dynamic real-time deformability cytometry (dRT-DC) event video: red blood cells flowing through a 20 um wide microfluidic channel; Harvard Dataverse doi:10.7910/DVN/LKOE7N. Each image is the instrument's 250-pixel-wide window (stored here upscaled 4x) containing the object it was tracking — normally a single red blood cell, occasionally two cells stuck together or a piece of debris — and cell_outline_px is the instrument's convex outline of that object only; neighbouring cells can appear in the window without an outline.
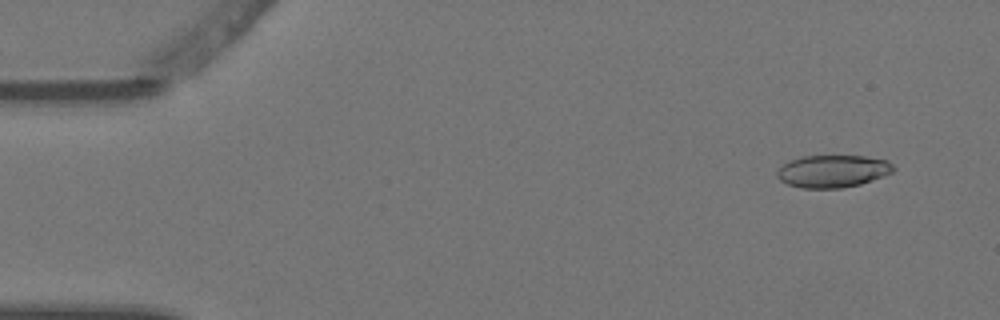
{"species": "Egyptian fruit bat (a non-hibernating species)", "species_latin": "Rousettus aegyptiacus", "temperature_condition": "warm", "stored_images_in_passage": 5, "camera_frame_rate_fps": 3000, "um_per_image_px": 0.085, "animal": {"sex": "female"}, "frame": {"image": 1, "passage_image": 2, "time_ms": 0.333, "image_size_px": [1000, 320], "cell_outline_px": [[896, 168], [892, 172], [872, 180], [860, 184], [840, 188], [800, 188], [788, 184], [780, 180], [776, 176], [776, 172], [788, 160], [800, 156], [864, 156], [888, 160]], "centroid_in_image_um": [70.77, 14.54], "position_along_channel_um": 14.2, "area_um2": 22.02}}
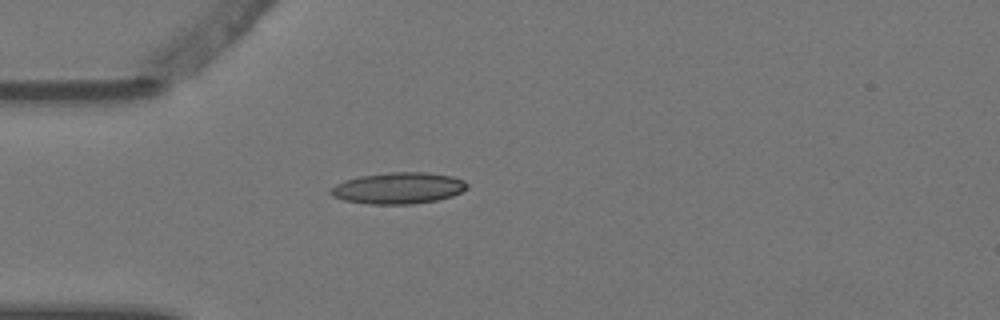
{"frame": {"image": 2, "passage_image": 5, "time_ms": 1.333, "image_size_px": [1000, 320], "cell_outline_px": [[468, 188], [452, 196], [436, 200], [412, 204], [368, 204], [344, 200], [332, 196], [328, 192], [336, 184], [344, 180], [360, 176], [388, 172], [428, 172], [452, 176], [464, 180], [468, 184]], "centroid_in_image_um": [33.86, 15.98], "position_along_channel_um": 51.1, "area_um2": 25.03}}